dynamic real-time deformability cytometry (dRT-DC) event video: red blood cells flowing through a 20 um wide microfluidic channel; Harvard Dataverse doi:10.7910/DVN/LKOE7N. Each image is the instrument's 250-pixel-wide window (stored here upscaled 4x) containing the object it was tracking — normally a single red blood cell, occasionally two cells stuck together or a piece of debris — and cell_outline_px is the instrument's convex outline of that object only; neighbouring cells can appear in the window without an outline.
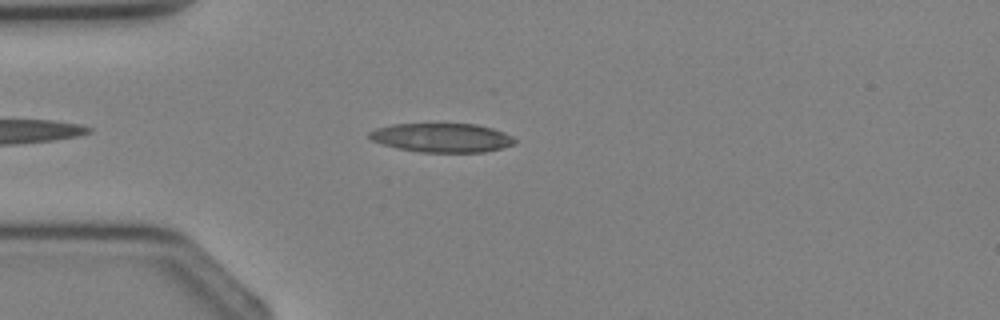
{"species": "Egyptian fruit bat (a non-hibernating species)", "species_latin": "Rousettus aegyptiacus", "temperature_condition": "cold", "stored_images_in_passage": 3, "camera_frame_rate_fps": 3000, "um_per_image_px": 0.085, "animal": {"sex": "female"}, "frame": {"image": 1, "passage_image": 3, "time_ms": 2.333, "image_size_px": [1000, 320], "cell_outline_px": [[516, 140], [512, 144], [504, 148], [484, 152], [420, 152], [396, 148], [372, 140], [368, 136], [368, 132], [376, 128], [392, 124], [476, 124], [492, 128], [504, 132], [512, 136]], "centroid_in_image_um": [37.56, 11.7], "position_along_channel_um": 47.4, "area_um2": 24.57}}